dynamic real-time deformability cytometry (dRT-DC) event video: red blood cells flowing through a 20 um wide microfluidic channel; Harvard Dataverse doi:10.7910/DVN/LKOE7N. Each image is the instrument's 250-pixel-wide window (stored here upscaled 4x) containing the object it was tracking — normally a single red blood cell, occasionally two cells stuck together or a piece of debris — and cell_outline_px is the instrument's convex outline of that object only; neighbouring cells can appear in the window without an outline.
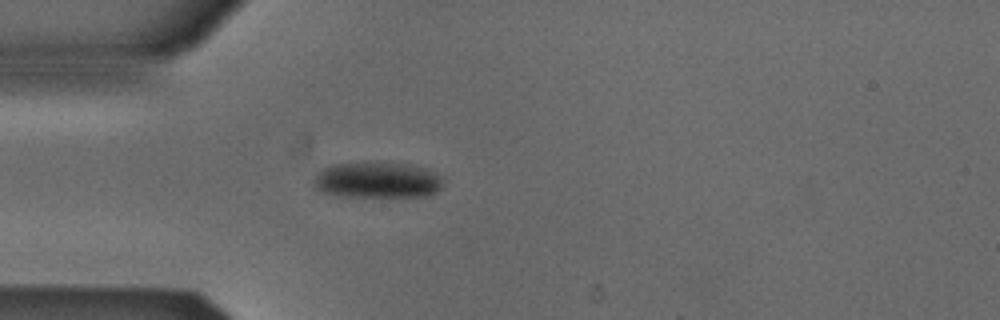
{"species": "Egyptian fruit bat (a non-hibernating species)", "species_latin": "Rousettus aegyptiacus", "temperature_condition": "cold", "stored_images_in_passage": 45, "camera_frame_rate_fps": 3000, "um_per_image_px": 0.085, "animal": {"sex": "male"}, "frame": {"image": 1, "passage_image": 7, "time_ms": 2.0, "image_size_px": [1000, 320], "cell_outline_px": [[444, 184], [436, 192], [428, 196], [340, 196], [320, 192], [312, 188], [312, 180], [316, 172], [332, 164], [368, 160], [380, 160], [416, 164], [444, 176]], "centroid_in_image_um": [32.06, 15.25], "position_along_channel_um": 52.9, "area_um2": 28.67}}
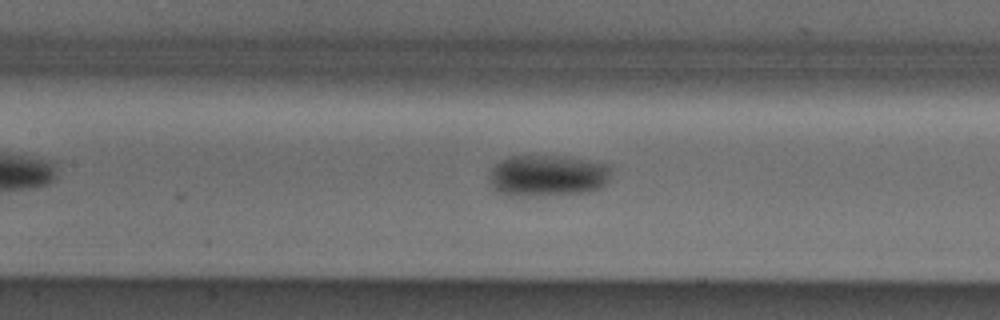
{"frame": {"image": 2, "passage_image": 16, "time_ms": 5.0, "image_size_px": [1000, 320], "cell_outline_px": [[612, 172], [608, 184], [600, 188], [588, 192], [524, 196], [508, 196], [496, 192], [492, 188], [488, 180], [488, 176], [492, 168], [500, 160], [508, 156], [564, 156], [612, 164]], "centroid_in_image_um": [46.56, 14.93], "position_along_channel_um": 160.8, "area_um2": 30.17}}
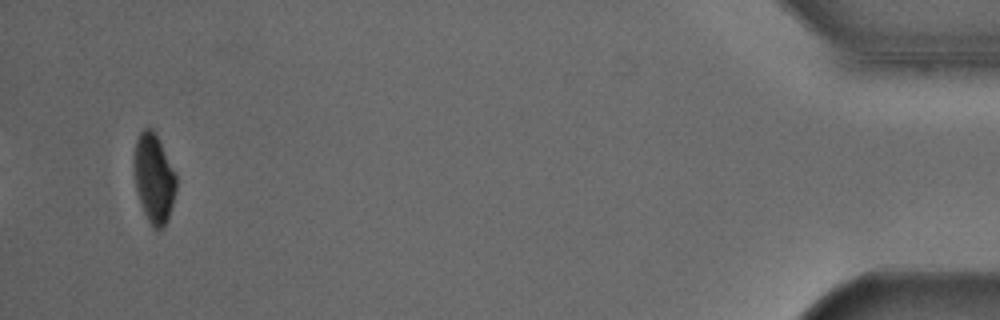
{"frame": {"image": 3, "passage_image": 43, "time_ms": 14.0, "image_size_px": [1000, 320], "cell_outline_px": [[176, 192], [168, 220], [164, 228], [152, 228], [144, 212], [136, 188], [132, 164], [136, 140], [140, 132], [144, 128], [152, 128], [176, 176]], "centroid_in_image_um": [13.06, 15.19], "position_along_channel_um": 422.1, "area_um2": 21.68}, "authors_computed_cell_mechanics": {"area_um2": 26.8192, "velocity_mm_per_s": 3.8599, "shape_relaxation_time_tau1_ms": 2.5592, "shape_relaxation_time_tau2_ms": null, "deformation_change_tau1": 0.0912, "deformation_change_tau2": null}}